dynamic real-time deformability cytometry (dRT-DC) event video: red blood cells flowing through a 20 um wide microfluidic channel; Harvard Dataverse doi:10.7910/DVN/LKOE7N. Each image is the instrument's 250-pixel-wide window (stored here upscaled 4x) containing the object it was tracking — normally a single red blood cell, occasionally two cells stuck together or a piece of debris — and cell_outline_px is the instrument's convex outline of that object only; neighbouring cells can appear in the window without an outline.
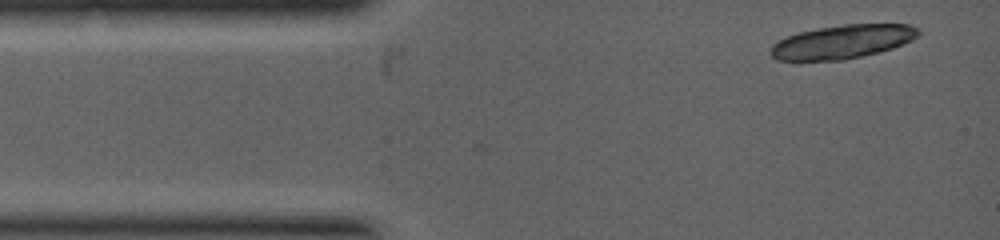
{"species": "common noctule bat (a hibernating species)", "species_latin": "Nyctalus noctula", "temperature_condition": "warm", "stored_images_in_passage": 2, "camera_frame_rate_fps": 5000, "um_per_image_px": 0.085, "animal": {"sex": "female", "body_mass_g": 19.0, "forearm_length_mm": 53.3}, "frame": {"image": 1, "passage_image": 2, "time_ms": 0.6, "image_size_px": [1000, 240], "cell_outline_px": [[920, 32], [912, 40], [892, 48], [844, 60], [776, 60], [772, 56], [772, 44], [788, 36], [800, 32], [820, 28], [844, 24], [908, 24], [920, 28]], "centroid_in_image_um": [71.64, 3.54], "position_along_channel_um": 13.4, "area_um2": 28.55}}